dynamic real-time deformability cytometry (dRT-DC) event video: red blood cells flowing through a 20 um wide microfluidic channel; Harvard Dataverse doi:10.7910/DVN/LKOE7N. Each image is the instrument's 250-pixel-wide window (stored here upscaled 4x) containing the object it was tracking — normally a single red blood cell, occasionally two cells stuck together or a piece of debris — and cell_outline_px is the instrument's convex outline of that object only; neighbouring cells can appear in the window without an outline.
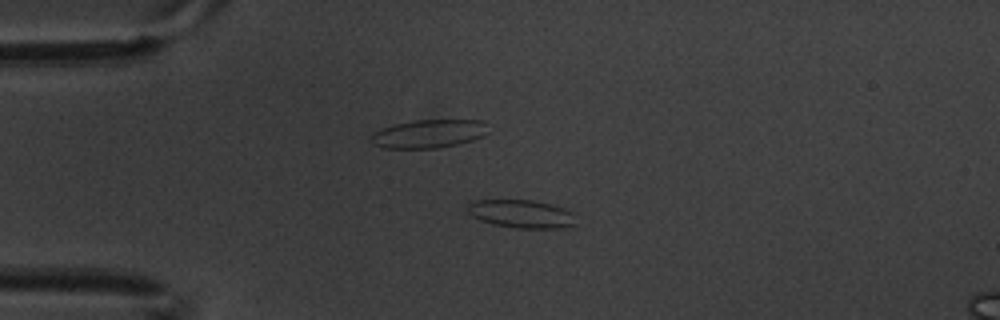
{"species": "common noctule bat (a hibernating species)", "species_latin": "Nyctalus noctula", "temperature_condition": "warm", "stored_images_in_passage": 6, "camera_frame_rate_fps": 3000, "um_per_image_px": 0.085, "animal": {"sex": "male", "body_mass_g": 20.1, "forearm_length_mm": 53.5}, "frame": {"image": 1, "passage_image": 4, "time_ms": 1.0, "image_size_px": [1000, 320], "cell_outline_px": [[576, 224], [556, 228], [516, 228], [492, 224], [480, 220], [472, 216], [468, 212], [468, 204], [472, 200], [532, 200], [564, 208], [572, 212]], "centroid_in_image_um": [44.28, 18.18], "position_along_channel_um": 40.7, "area_um2": 17.63}}
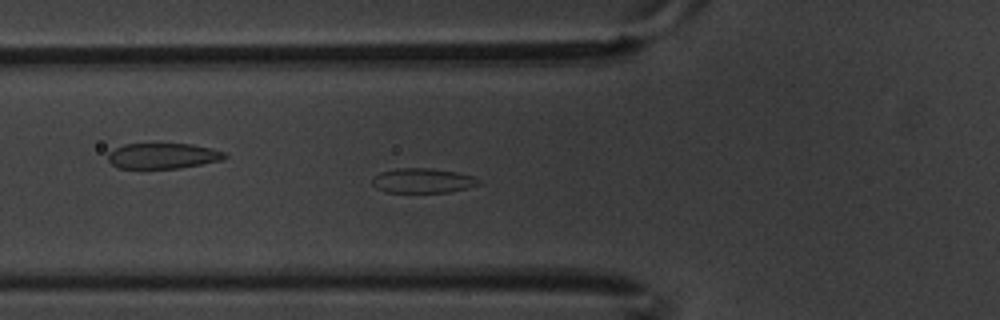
{"frame": {"image": 2, "passage_image": 6, "time_ms": 1.667, "image_size_px": [1000, 320], "cell_outline_px": [[484, 184], [452, 192], [384, 192], [376, 188], [372, 184], [372, 180], [380, 172], [396, 168], [432, 168], [456, 172], [476, 176]], "centroid_in_image_um": [36.0, 15.35], "position_along_channel_um": 89.8, "area_um2": 15.61}}